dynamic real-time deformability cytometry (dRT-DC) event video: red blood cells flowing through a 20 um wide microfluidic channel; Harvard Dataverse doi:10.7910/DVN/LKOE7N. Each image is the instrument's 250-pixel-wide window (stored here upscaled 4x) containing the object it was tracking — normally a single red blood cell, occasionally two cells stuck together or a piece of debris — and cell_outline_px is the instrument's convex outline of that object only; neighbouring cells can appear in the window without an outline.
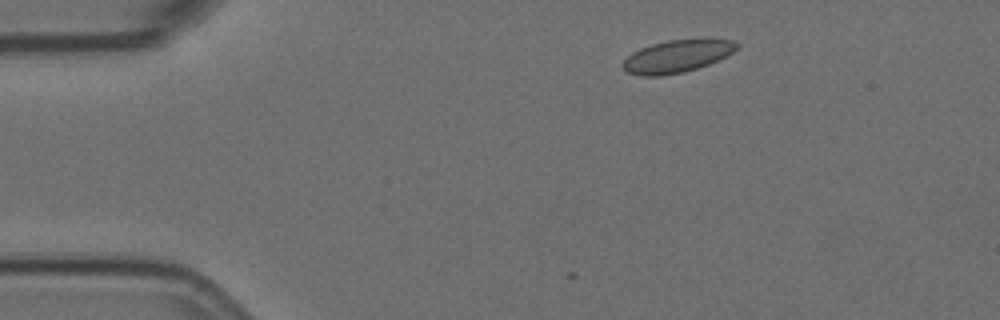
{"species": "Egyptian fruit bat (a non-hibernating species)", "species_latin": "Rousettus aegyptiacus", "temperature_condition": "room temperature", "stored_images_in_passage": 3, "camera_frame_rate_fps": 3000, "um_per_image_px": 0.085, "animal": {"sex": "female"}, "frame": {"image": 1, "passage_image": 1, "time_ms": 0.0, "image_size_px": [1000, 320], "cell_outline_px": [[740, 48], [708, 64], [684, 72], [660, 76], [644, 76], [628, 72], [620, 64], [632, 52], [640, 48], [652, 44], [668, 40], [700, 36], [732, 40], [740, 44]], "centroid_in_image_um": [57.59, 4.73], "position_along_channel_um": 27.4, "area_um2": 22.08}}